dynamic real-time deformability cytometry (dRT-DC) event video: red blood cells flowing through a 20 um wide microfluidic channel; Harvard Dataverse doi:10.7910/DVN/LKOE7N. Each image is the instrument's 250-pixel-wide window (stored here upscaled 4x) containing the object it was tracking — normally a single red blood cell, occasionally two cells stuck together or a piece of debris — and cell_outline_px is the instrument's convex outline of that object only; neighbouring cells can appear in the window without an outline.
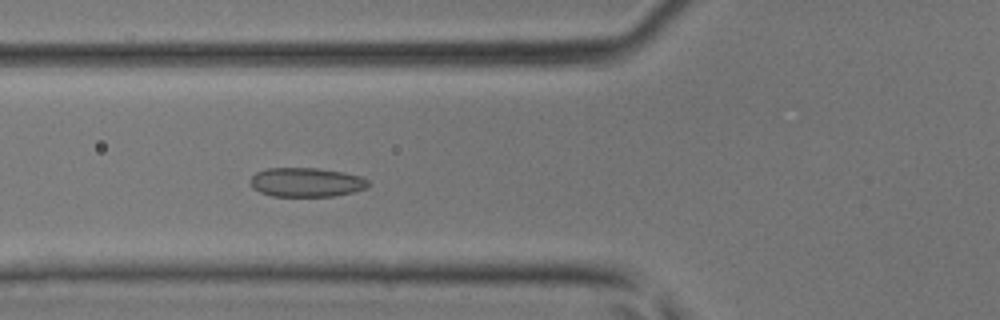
{"species": "common noctule bat (a hibernating species)", "species_latin": "Nyctalus noctula", "temperature_condition": "room temperature", "stored_images_in_passage": 45, "camera_frame_rate_fps": 3000, "um_per_image_px": 0.085, "animal": {"sex": "male", "body_mass_g": 17.9, "forearm_length_mm": 54.2}, "frame": {"image": 1, "passage_image": 17, "time_ms": 5.333, "image_size_px": [1000, 320], "cell_outline_px": [[368, 188], [352, 192], [332, 196], [272, 196], [260, 192], [252, 188], [252, 176], [256, 172], [264, 168], [316, 168], [344, 172], [360, 176], [368, 180]], "centroid_in_image_um": [26.04, 15.49], "position_along_channel_um": 99.8, "area_um2": 20.0}}
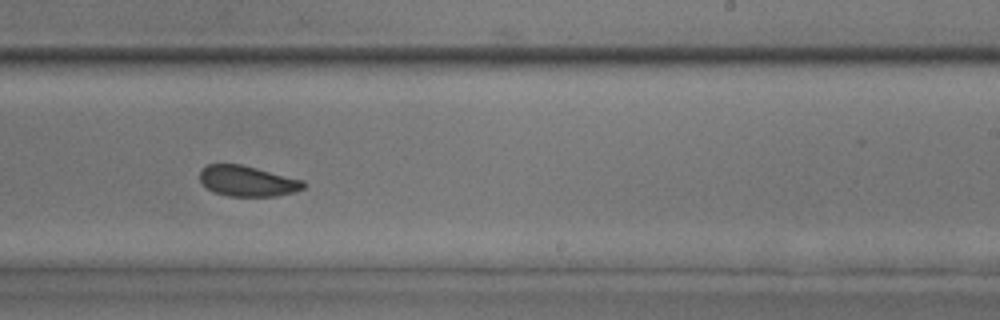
{"frame": {"image": 2, "passage_image": 28, "time_ms": 9.0, "image_size_px": [1000, 320], "cell_outline_px": [[308, 184], [304, 188], [292, 192], [276, 196], [228, 196], [212, 192], [200, 180], [200, 168], [208, 164], [240, 164], [304, 180]], "centroid_in_image_um": [21.03, 15.39], "position_along_channel_um": 268.0, "area_um2": 18.5}}
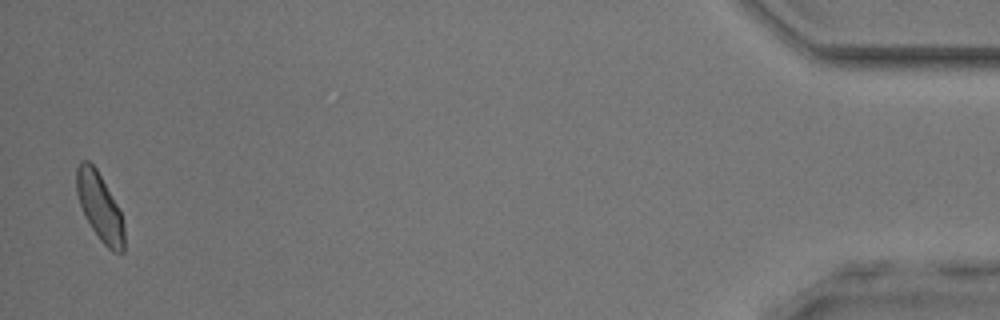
{"frame": {"image": 3, "passage_image": 44, "time_ms": 14.333, "image_size_px": [1000, 320], "cell_outline_px": [[124, 252], [112, 252], [100, 240], [84, 216], [76, 192], [76, 168], [80, 160], [88, 160], [96, 168], [116, 204], [120, 212], [124, 224]], "centroid_in_image_um": [8.46, 17.59], "position_along_channel_um": 426.7, "area_um2": 18.67}}